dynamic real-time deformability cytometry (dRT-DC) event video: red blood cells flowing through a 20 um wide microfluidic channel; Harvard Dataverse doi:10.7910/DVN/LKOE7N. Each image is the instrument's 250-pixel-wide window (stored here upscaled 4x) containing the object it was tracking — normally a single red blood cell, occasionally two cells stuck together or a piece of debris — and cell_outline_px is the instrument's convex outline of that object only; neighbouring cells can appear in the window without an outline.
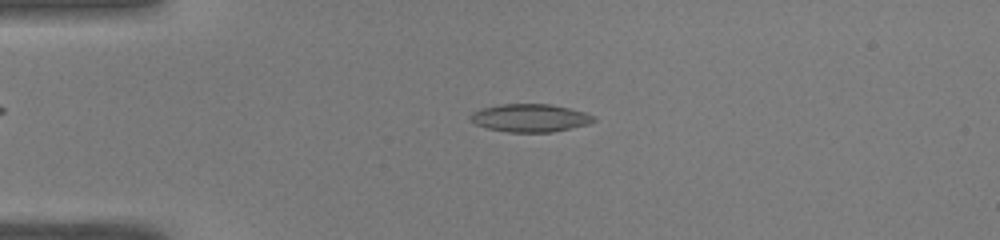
{"species": "common noctule bat (a hibernating species)", "species_latin": "Nyctalus noctula", "temperature_condition": "warm", "stored_images_in_passage": 42, "camera_frame_rate_fps": 3000, "um_per_image_px": 0.085, "animal": {"sex": "male", "body_mass_g": 19.0, "forearm_length_mm": 50.8}, "frame": {"image": 1, "passage_image": 4, "time_ms": 1.0, "image_size_px": [1000, 240], "cell_outline_px": [[596, 120], [588, 124], [552, 132], [508, 132], [488, 128], [476, 124], [468, 120], [468, 116], [472, 112], [484, 108], [500, 104], [552, 104], [584, 112], [596, 116]], "centroid_in_image_um": [45.05, 10.02], "position_along_channel_um": 40.0, "area_um2": 20.06}}
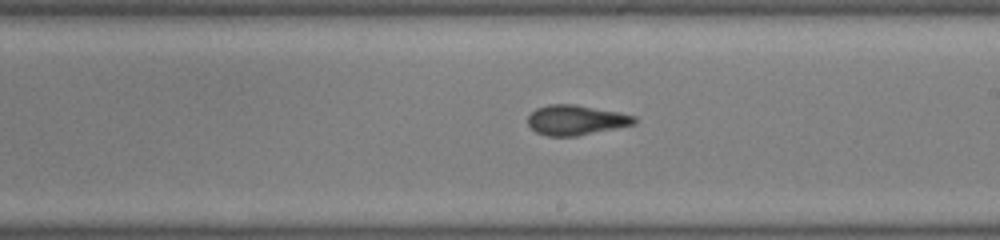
{"frame": {"image": 2, "passage_image": 21, "time_ms": 6.667, "image_size_px": [1000, 240], "cell_outline_px": [[636, 124], [576, 136], [548, 136], [536, 132], [528, 124], [528, 116], [536, 108], [548, 104], [576, 104], [620, 112], [636, 116]], "centroid_in_image_um": [48.97, 10.19], "position_along_channel_um": 240.0, "area_um2": 18.67}}
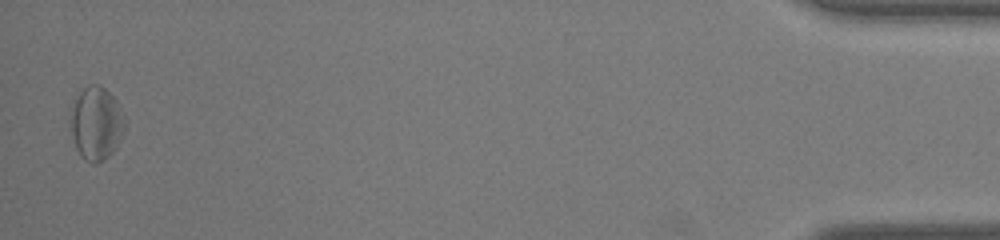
{"frame": {"image": 3, "passage_image": 41, "time_ms": 13.333, "image_size_px": [1000, 240], "cell_outline_px": [[124, 128], [120, 140], [112, 152], [104, 160], [96, 164], [92, 164], [84, 160], [80, 156], [76, 148], [72, 136], [72, 112], [76, 96], [88, 84], [100, 84], [116, 100], [124, 116]], "centroid_in_image_um": [8.19, 10.51], "position_along_channel_um": 427.0, "area_um2": 22.89}, "authors_computed_cell_mechanics": {"area_um2": 19.7098, "velocity_mm_per_s": 4.0832, "shape_relaxation_time_tau1_ms": null, "shape_relaxation_time_tau2_ms": 2.8412, "deformation_change_tau1": null, "deformation_change_tau2": 0.1142}}